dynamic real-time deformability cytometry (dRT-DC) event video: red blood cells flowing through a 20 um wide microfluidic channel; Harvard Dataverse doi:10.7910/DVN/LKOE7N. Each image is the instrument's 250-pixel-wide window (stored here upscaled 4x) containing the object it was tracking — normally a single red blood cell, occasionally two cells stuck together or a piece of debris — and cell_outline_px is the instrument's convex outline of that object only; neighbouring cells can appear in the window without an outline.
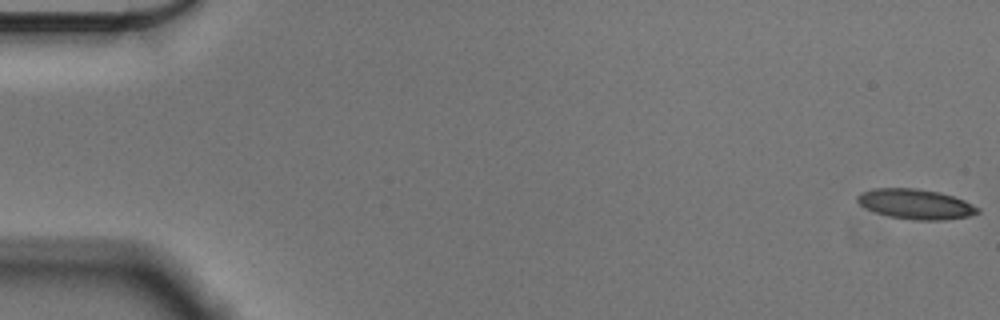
{"species": "Egyptian fruit bat (a non-hibernating species)", "species_latin": "Rousettus aegyptiacus", "temperature_condition": "cold", "stored_images_in_passage": 56, "camera_frame_rate_fps": 3000, "um_per_image_px": 0.085, "animal": {"sex": "male"}, "frame": {"image": 1, "passage_image": 1, "time_ms": 0.0, "image_size_px": [1000, 320], "cell_outline_px": [[980, 212], [968, 216], [944, 220], [912, 220], [888, 216], [864, 208], [856, 200], [856, 196], [860, 192], [872, 188], [916, 188], [936, 192], [952, 196], [964, 200], [980, 208]], "centroid_in_image_um": [77.79, 17.35], "position_along_channel_um": 7.2, "area_um2": 21.1}}
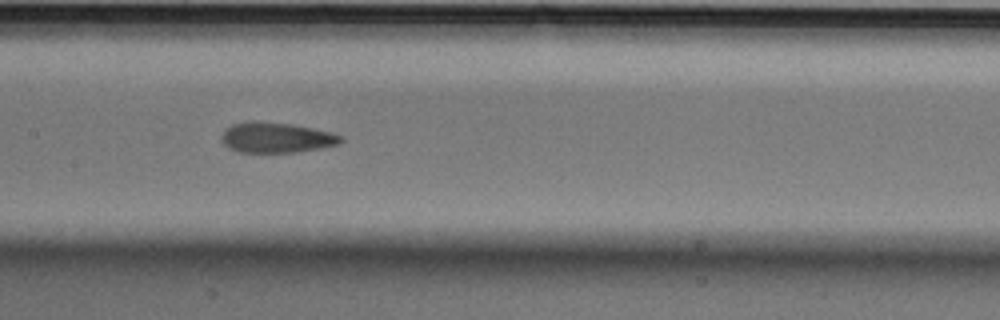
{"frame": {"image": 2, "passage_image": 28, "time_ms": 9.0, "image_size_px": [1000, 320], "cell_outline_px": [[344, 140], [340, 144], [320, 148], [296, 152], [236, 152], [228, 148], [224, 144], [224, 132], [232, 124], [252, 120], [256, 120], [288, 124], [312, 128], [332, 132], [344, 136]], "centroid_in_image_um": [23.54, 11.69], "position_along_channel_um": 183.9, "area_um2": 21.04}}
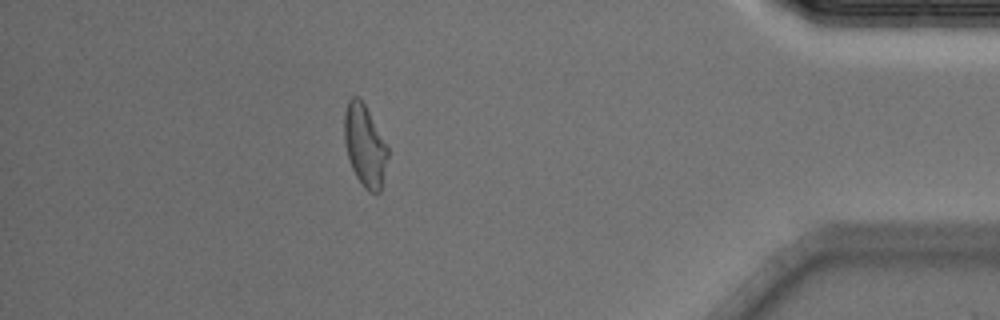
{"frame": {"image": 3, "passage_image": 50, "time_ms": 16.333, "image_size_px": [1000, 320], "cell_outline_px": [[388, 156], [380, 192], [368, 192], [364, 188], [356, 176], [352, 168], [348, 156], [344, 140], [344, 112], [348, 100], [352, 96], [356, 96], [364, 104], [388, 144]], "centroid_in_image_um": [31.01, 12.37], "position_along_channel_um": 404.2, "area_um2": 20.69}, "authors_computed_cell_mechanics": {"area_um2": 21.097, "velocity_mm_per_s": 3.5765, "shape_relaxation_time_tau1_ms": 8.8505, "shape_relaxation_time_tau2_ms": 2.0954, "deformation_change_tau1": 0.1831, "deformation_change_tau2": 0.1006}}